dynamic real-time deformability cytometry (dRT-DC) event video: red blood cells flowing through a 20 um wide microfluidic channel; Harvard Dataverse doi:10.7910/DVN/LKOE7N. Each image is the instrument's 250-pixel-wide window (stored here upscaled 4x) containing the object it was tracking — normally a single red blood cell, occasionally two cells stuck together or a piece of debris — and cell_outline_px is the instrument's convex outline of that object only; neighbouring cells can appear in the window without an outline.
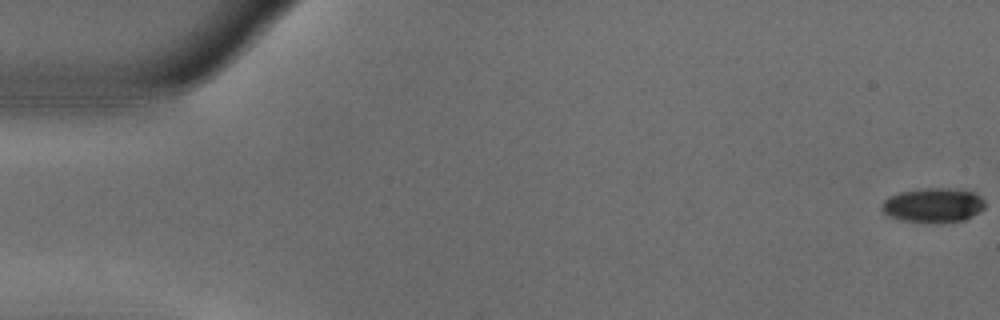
{"species": "common noctule bat (a hibernating species)", "species_latin": "Nyctalus noctula", "temperature_condition": "warm", "stored_images_in_passage": 55, "camera_frame_rate_fps": 3000, "um_per_image_px": 0.085, "animal": {"sex": "male", "body_mass_g": 18.8}, "frame": {"image": 1, "passage_image": 1, "time_ms": 0.0, "image_size_px": [1000, 320], "cell_outline_px": [[984, 208], [972, 216], [964, 220], [900, 220], [888, 216], [880, 208], [880, 204], [884, 200], [900, 192], [924, 188], [948, 188], [976, 192], [984, 200]], "centroid_in_image_um": [79.32, 17.4], "position_along_channel_um": 5.7, "area_um2": 20.06}}
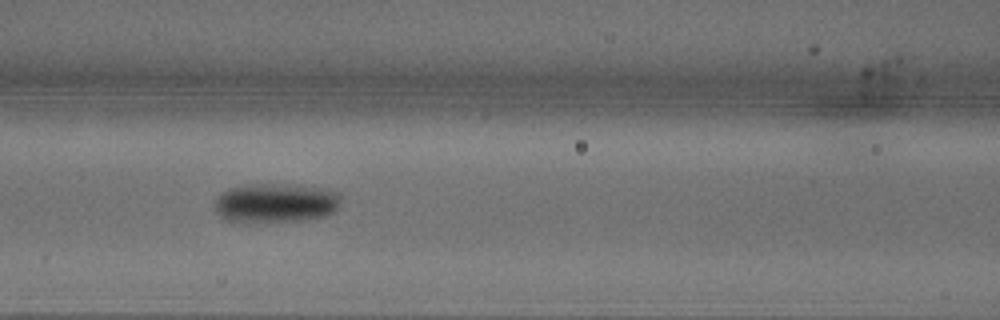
{"frame": {"image": 2, "passage_image": 24, "time_ms": 7.667, "image_size_px": [1000, 320], "cell_outline_px": [[340, 200], [336, 208], [332, 212], [324, 216], [296, 220], [244, 224], [224, 220], [216, 212], [212, 204], [216, 196], [220, 192], [228, 188], [248, 184], [272, 184], [328, 188], [340, 192]], "centroid_in_image_um": [23.32, 17.26], "position_along_channel_um": 143.3, "area_um2": 29.54}}
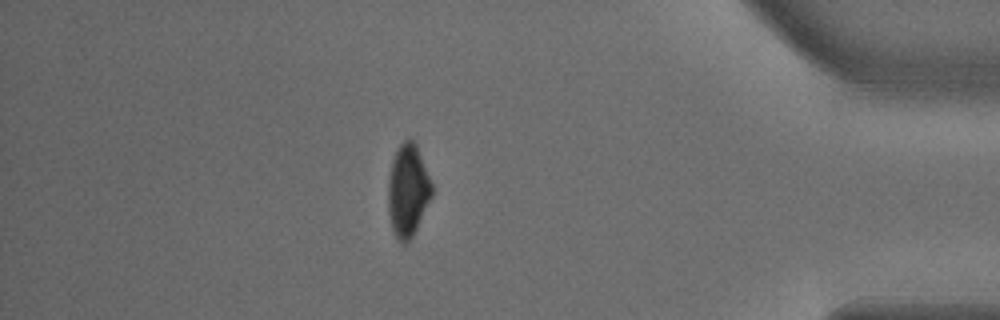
{"frame": {"image": 3, "passage_image": 48, "time_ms": 15.667, "image_size_px": [1000, 320], "cell_outline_px": [[432, 196], [412, 236], [404, 244], [400, 244], [392, 232], [388, 216], [388, 176], [392, 160], [400, 144], [408, 136], [416, 144], [432, 184]], "centroid_in_image_um": [34.64, 16.21], "position_along_channel_um": 400.6, "area_um2": 23.58}, "authors_computed_cell_mechanics": {"area_um2": 24.276, "velocity_mm_per_s": 3.7047, "shape_relaxation_time_tau1_ms": 5.3475, "shape_relaxation_time_tau2_ms": null, "deformation_change_tau1": 0.1834, "deformation_change_tau2": null}}